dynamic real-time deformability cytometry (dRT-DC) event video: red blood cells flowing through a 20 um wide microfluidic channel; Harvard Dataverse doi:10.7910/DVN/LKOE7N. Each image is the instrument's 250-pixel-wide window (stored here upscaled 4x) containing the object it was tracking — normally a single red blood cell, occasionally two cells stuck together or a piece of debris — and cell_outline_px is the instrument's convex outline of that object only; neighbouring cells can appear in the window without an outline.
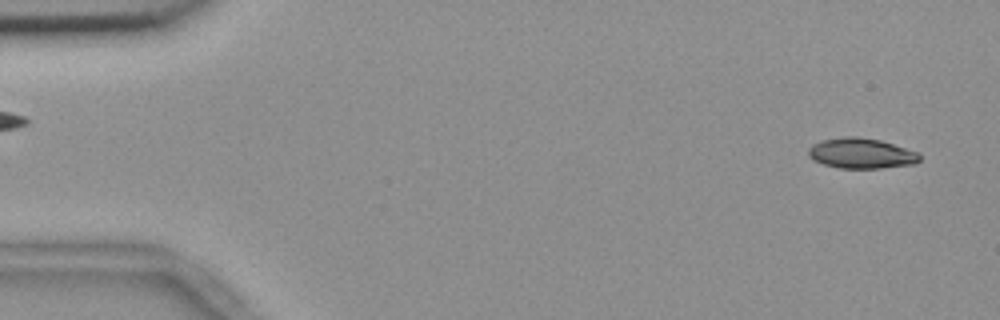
{"species": "common noctule bat (a hibernating species)", "species_latin": "Nyctalus noctula", "temperature_condition": "room temperature", "stored_images_in_passage": 54, "camera_frame_rate_fps": 3000, "um_per_image_px": 0.085, "animal": {"sex": "female", "body_mass_g": 18.4}, "frame": {"image": 1, "passage_image": 2, "time_ms": 0.333, "image_size_px": [1000, 320], "cell_outline_px": [[920, 160], [916, 164], [880, 168], [840, 168], [824, 164], [812, 160], [808, 156], [808, 148], [812, 144], [824, 140], [844, 136], [856, 136], [880, 140], [920, 152]], "centroid_in_image_um": [73.22, 13.03], "position_along_channel_um": 11.8, "area_um2": 19.83}}
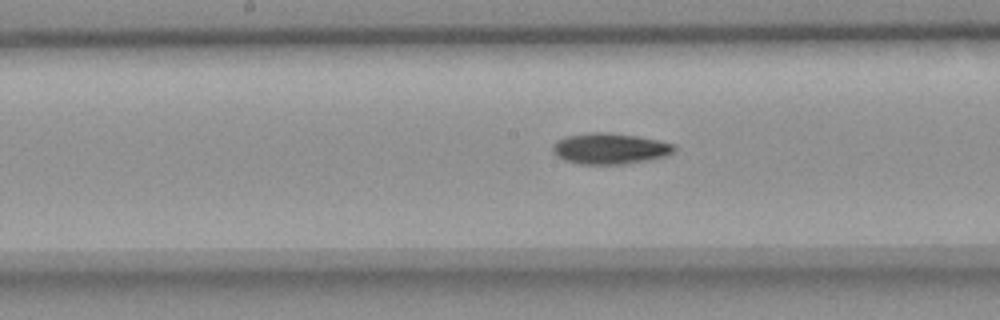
{"frame": {"image": 2, "passage_image": 27, "time_ms": 8.667, "image_size_px": [1000, 320], "cell_outline_px": [[676, 148], [672, 152], [664, 156], [644, 160], [620, 164], [580, 164], [564, 160], [556, 156], [552, 152], [552, 144], [556, 140], [564, 136], [588, 132], [608, 132], [636, 136], [660, 140], [676, 144]], "centroid_in_image_um": [51.78, 12.61], "position_along_channel_um": 196.4, "area_um2": 22.02}}
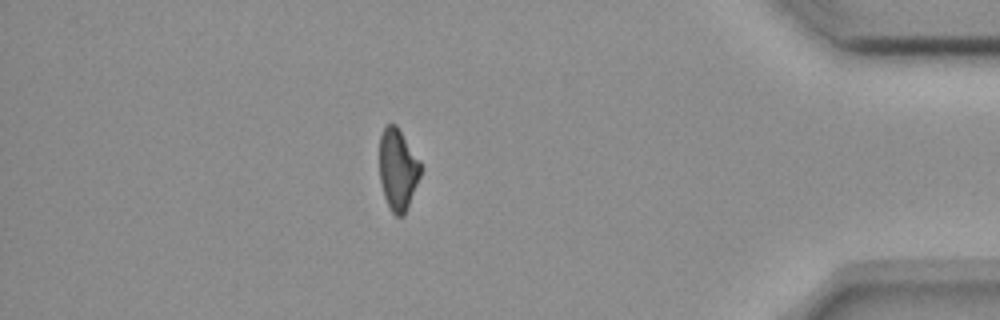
{"frame": {"image": 3, "passage_image": 47, "time_ms": 15.333, "image_size_px": [1000, 320], "cell_outline_px": [[420, 176], [404, 216], [396, 216], [392, 212], [384, 196], [380, 180], [380, 136], [384, 128], [388, 124], [396, 124], [420, 160]], "centroid_in_image_um": [33.81, 14.4], "position_along_channel_um": 401.4, "area_um2": 19.31}, "authors_computed_cell_mechanics": {"area_um2": 20.808, "velocity_mm_per_s": 3.6875, "shape_relaxation_time_tau1_ms": 8.4434, "shape_relaxation_time_tau2_ms": null, "deformation_change_tau1": 0.1889, "deformation_change_tau2": null}}